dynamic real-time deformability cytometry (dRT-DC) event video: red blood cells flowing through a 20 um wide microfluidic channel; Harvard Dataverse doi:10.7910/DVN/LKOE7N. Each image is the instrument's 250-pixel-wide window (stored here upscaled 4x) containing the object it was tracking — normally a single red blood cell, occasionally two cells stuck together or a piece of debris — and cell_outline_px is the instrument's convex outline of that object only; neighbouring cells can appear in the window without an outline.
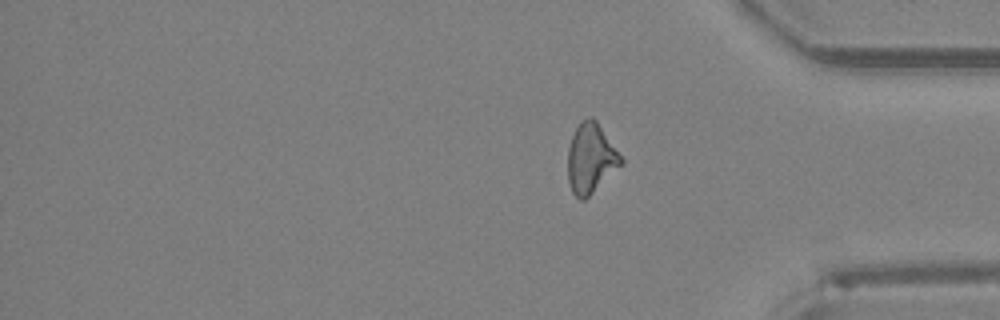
{"species": "Egyptian fruit bat (a non-hibernating species)", "species_latin": "Rousettus aegyptiacus", "temperature_condition": "room temperature", "stored_images_in_passage": 42, "segment_of_instrument_passage": [2, 2], "camera_frame_rate_fps": 3000, "um_per_image_px": 0.085, "animal": {"sex": "female"}, "frame": {"image": 1, "passage_image": 42, "time_ms": 13.667, "image_size_px": [1000, 320], "cell_outline_px": [[624, 164], [584, 200], [580, 200], [572, 192], [568, 180], [568, 148], [572, 136], [580, 120], [588, 116], [592, 116], [596, 120], [624, 160]], "centroid_in_image_um": [50.22, 13.45], "position_along_channel_um": 385.0, "area_um2": 21.68}}